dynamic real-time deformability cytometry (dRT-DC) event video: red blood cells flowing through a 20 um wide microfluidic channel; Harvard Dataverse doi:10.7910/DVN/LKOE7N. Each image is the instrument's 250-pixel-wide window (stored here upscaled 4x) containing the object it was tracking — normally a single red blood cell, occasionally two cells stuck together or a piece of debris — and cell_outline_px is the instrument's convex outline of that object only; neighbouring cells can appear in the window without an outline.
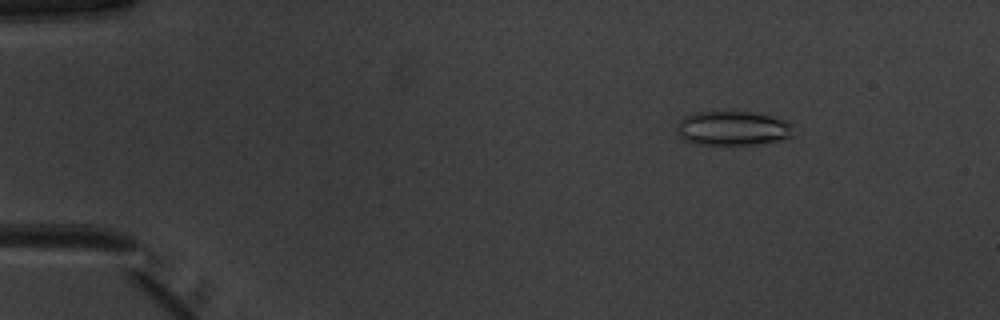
{"species": "common noctule bat (a hibernating species)", "species_latin": "Nyctalus noctula", "temperature_condition": "warm", "stored_images_in_passage": 52, "camera_frame_rate_fps": 3000, "um_per_image_px": 0.085, "animal": {"sex": "male", "body_mass_g": 20.1, "forearm_length_mm": 53.5}, "frame": {"image": 1, "passage_image": 8, "time_ms": 2.333, "image_size_px": [1000, 320], "cell_outline_px": [[792, 136], [776, 140], [756, 144], [696, 144], [684, 140], [676, 132], [676, 124], [684, 116], [696, 112], [756, 112], [784, 120], [792, 124]], "centroid_in_image_um": [62.23, 10.89], "position_along_channel_um": 22.8, "area_um2": 23.18}}
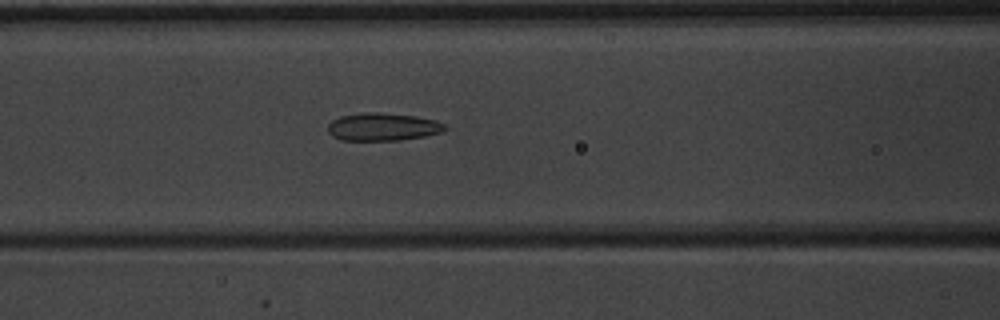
{"frame": {"image": 2, "passage_image": 23, "time_ms": 7.333, "image_size_px": [1000, 320], "cell_outline_px": [[448, 128], [440, 132], [424, 136], [400, 140], [340, 140], [332, 136], [328, 132], [328, 124], [332, 120], [340, 116], [364, 112], [376, 112], [416, 116], [436, 120], [444, 124]], "centroid_in_image_um": [32.51, 10.78], "position_along_channel_um": 134.1, "area_um2": 18.96}}
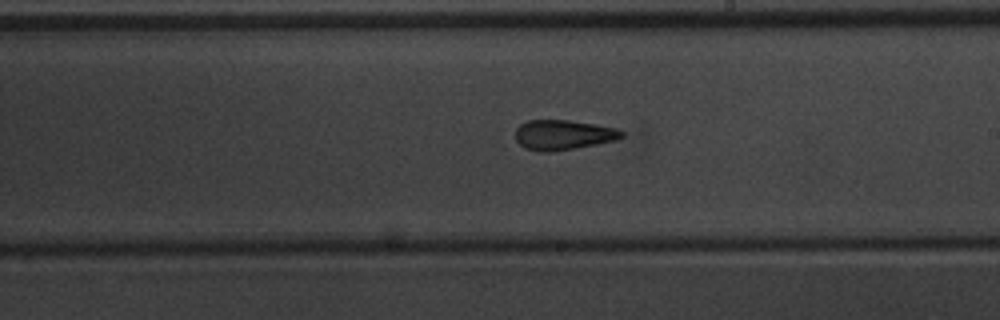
{"frame": {"image": 3, "passage_image": 31, "time_ms": 10.0, "image_size_px": [1000, 320], "cell_outline_px": [[624, 136], [616, 140], [596, 144], [552, 152], [540, 152], [524, 148], [516, 140], [516, 128], [520, 124], [528, 120], [568, 120], [616, 128], [624, 132]], "centroid_in_image_um": [47.85, 11.47], "position_along_channel_um": 241.2, "area_um2": 18.5}, "authors_computed_cell_mechanics": {"area_um2": 19.2185, "velocity_mm_per_s": 4.0191, "shape_relaxation_time_tau1_ms": 5.3151, "shape_relaxation_time_tau2_ms": 2.3447, "deformation_change_tau1": 0.1525, "deformation_change_tau2": 0.1173}}